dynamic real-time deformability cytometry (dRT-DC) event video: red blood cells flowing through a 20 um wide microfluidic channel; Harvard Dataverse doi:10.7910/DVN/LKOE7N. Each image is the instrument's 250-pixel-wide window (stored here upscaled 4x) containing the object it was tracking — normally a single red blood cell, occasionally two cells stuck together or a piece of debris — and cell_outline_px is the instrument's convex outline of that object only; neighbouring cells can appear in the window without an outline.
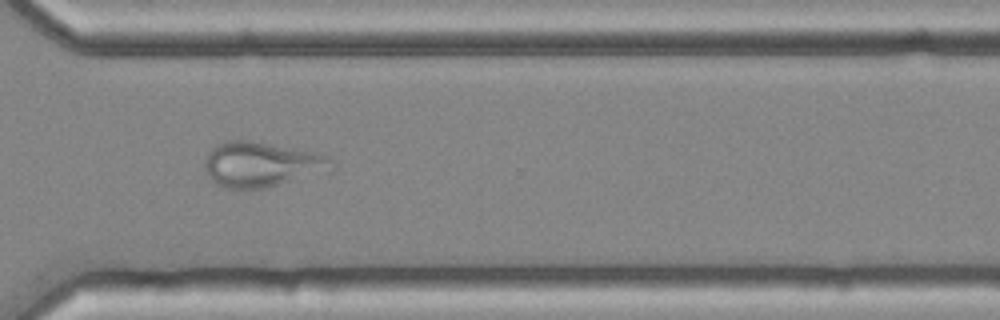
{"species": "common noctule bat (a hibernating species)", "species_latin": "Nyctalus noctula", "temperature_condition": "cold", "stored_images_in_passage": 55, "camera_frame_rate_fps": 3000, "um_per_image_px": 0.085, "animal": {"sex": "female", "body_mass_g": 25.1}, "frame": {"image": 1, "passage_image": 40, "time_ms": 13.0, "image_size_px": [1000, 320], "cell_outline_px": [[332, 172], [264, 188], [224, 188], [216, 184], [208, 176], [204, 164], [204, 160], [208, 152], [216, 144], [224, 140], [252, 140], [312, 152], [328, 156], [332, 160]], "centroid_in_image_um": [22.23, 13.97], "position_along_channel_um": 348.4, "area_um2": 33.58}}
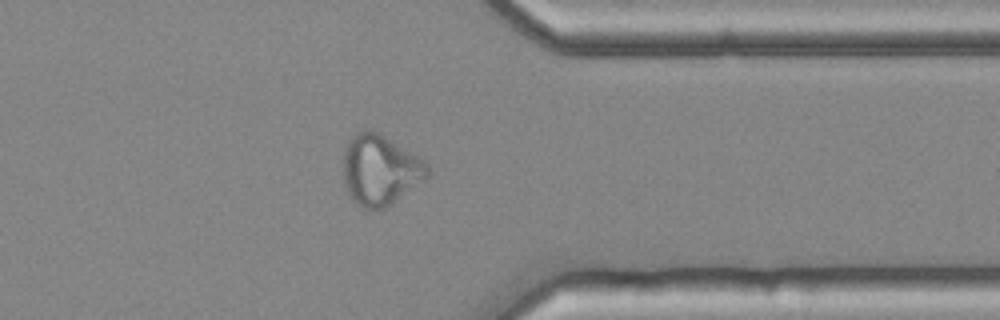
{"frame": {"image": 2, "passage_image": 43, "time_ms": 14.0, "image_size_px": [1000, 320], "cell_outline_px": [[428, 176], [384, 208], [376, 212], [360, 208], [348, 196], [344, 184], [344, 152], [348, 140], [356, 132], [364, 128], [372, 128], [380, 132], [424, 160], [428, 164]], "centroid_in_image_um": [32.26, 14.43], "position_along_channel_um": 379.1, "area_um2": 34.85}}
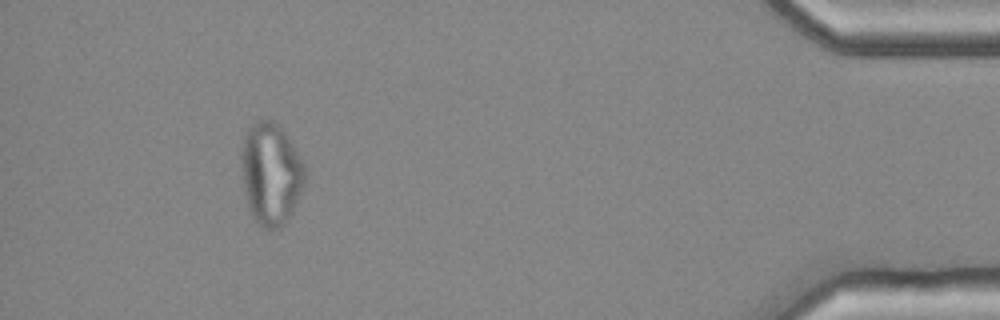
{"frame": {"image": 3, "passage_image": 50, "time_ms": 16.333, "image_size_px": [1000, 320], "cell_outline_px": [[308, 176], [292, 212], [288, 220], [284, 224], [268, 232], [252, 216], [244, 192], [240, 156], [240, 144], [248, 128], [256, 120], [272, 120], [280, 124], [304, 164], [308, 172]], "centroid_in_image_um": [23.02, 14.75], "position_along_channel_um": 412.2, "area_um2": 38.38}}